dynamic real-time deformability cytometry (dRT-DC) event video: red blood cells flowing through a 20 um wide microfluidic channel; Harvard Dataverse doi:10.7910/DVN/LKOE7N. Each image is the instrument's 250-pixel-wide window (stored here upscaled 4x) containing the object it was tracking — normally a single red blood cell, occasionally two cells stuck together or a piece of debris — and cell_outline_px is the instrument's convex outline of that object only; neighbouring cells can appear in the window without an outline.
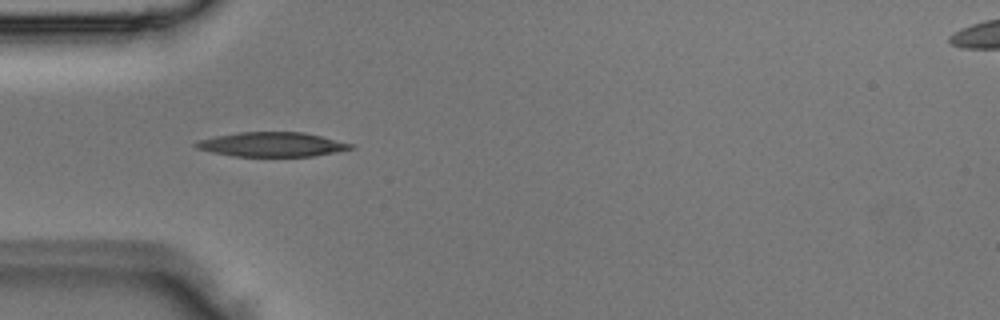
{"species": "Egyptian fruit bat (a non-hibernating species)", "species_latin": "Rousettus aegyptiacus", "temperature_condition": "room temperature", "stored_images_in_passage": 4, "camera_frame_rate_fps": 3000, "um_per_image_px": 0.085, "animal": {"sex": "male"}, "frame": {"image": 1, "passage_image": 3, "time_ms": 0.667, "image_size_px": [1000, 320], "cell_outline_px": [[356, 148], [336, 152], [312, 156], [232, 156], [212, 152], [196, 148], [192, 144], [196, 140], [216, 136], [240, 132], [304, 132], [352, 144]], "centroid_in_image_um": [23.08, 12.28], "position_along_channel_um": 61.9, "area_um2": 21.96}}
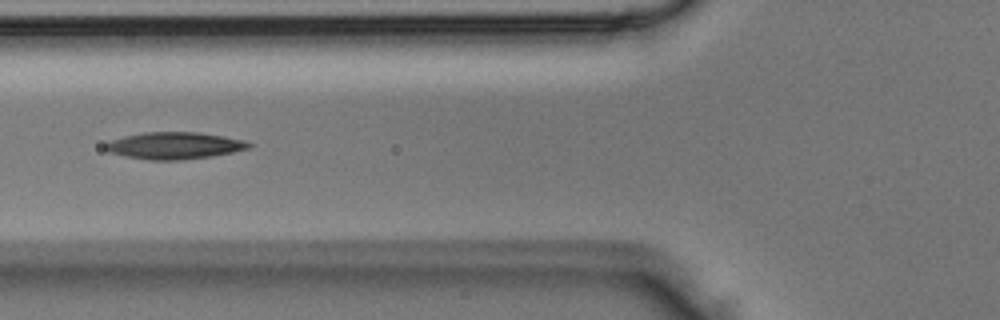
{"frame": {"image": 2, "passage_image": 4, "time_ms": 1.0, "image_size_px": [1000, 320], "cell_outline_px": [[252, 144], [248, 148], [232, 152], [212, 156], [180, 160], [148, 160], [124, 156], [108, 152], [104, 148], [104, 144], [108, 140], [124, 136], [144, 132], [200, 132], [224, 136], [244, 140]], "centroid_in_image_um": [14.77, 12.37], "position_along_channel_um": 111.0, "area_um2": 22.66}}